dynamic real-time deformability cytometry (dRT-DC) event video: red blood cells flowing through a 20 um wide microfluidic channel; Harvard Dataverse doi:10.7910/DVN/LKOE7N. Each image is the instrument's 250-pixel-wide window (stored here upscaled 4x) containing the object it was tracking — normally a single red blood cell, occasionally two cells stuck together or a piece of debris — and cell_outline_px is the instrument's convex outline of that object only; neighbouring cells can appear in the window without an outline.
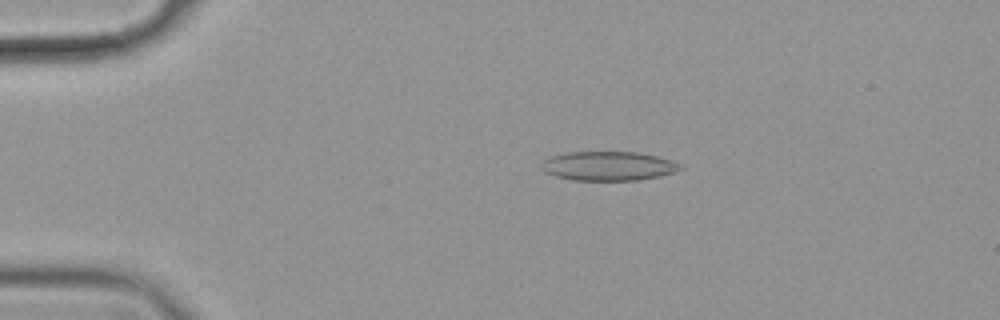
{"species": "common noctule bat (a hibernating species)", "species_latin": "Nyctalus noctula", "temperature_condition": "cold", "stored_images_in_passage": 6, "camera_frame_rate_fps": 3000, "um_per_image_px": 0.085, "animal": {"sex": "female", "body_mass_g": 19.9}, "frame": {"image": 1, "passage_image": 4, "time_ms": 1.0, "image_size_px": [1000, 320], "cell_outline_px": [[684, 168], [676, 172], [660, 176], [636, 180], [572, 180], [556, 176], [544, 172], [540, 168], [540, 164], [544, 160], [552, 156], [568, 152], [636, 152], [656, 156], [672, 160], [680, 164]], "centroid_in_image_um": [51.71, 14.11], "position_along_channel_um": 33.3, "area_um2": 23.64}}